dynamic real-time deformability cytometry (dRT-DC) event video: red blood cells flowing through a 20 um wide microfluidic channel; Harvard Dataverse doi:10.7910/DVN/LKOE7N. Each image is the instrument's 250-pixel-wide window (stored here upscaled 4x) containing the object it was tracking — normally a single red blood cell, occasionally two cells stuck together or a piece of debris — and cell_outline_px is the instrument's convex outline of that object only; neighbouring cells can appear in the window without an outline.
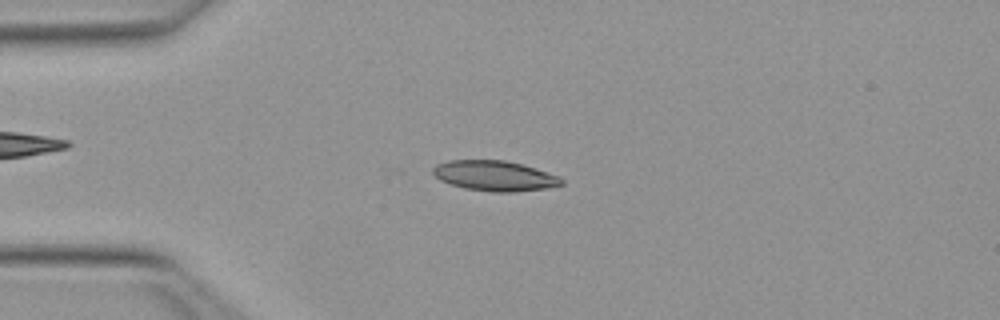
{"species": "Egyptian fruit bat (a non-hibernating species)", "species_latin": "Rousettus aegyptiacus", "temperature_condition": "warm", "stored_images_in_passage": 21, "camera_frame_rate_fps": 3000, "um_per_image_px": 0.085, "animal": {"sex": "female"}, "frame": {"image": 1, "passage_image": 12, "time_ms": 3.667, "image_size_px": [1000, 320], "cell_outline_px": [[564, 184], [548, 188], [512, 192], [492, 192], [464, 188], [440, 180], [432, 172], [432, 168], [436, 164], [448, 160], [504, 160], [536, 168], [560, 176], [564, 180]], "centroid_in_image_um": [42.07, 14.94], "position_along_channel_um": 42.9, "area_um2": 22.72}}
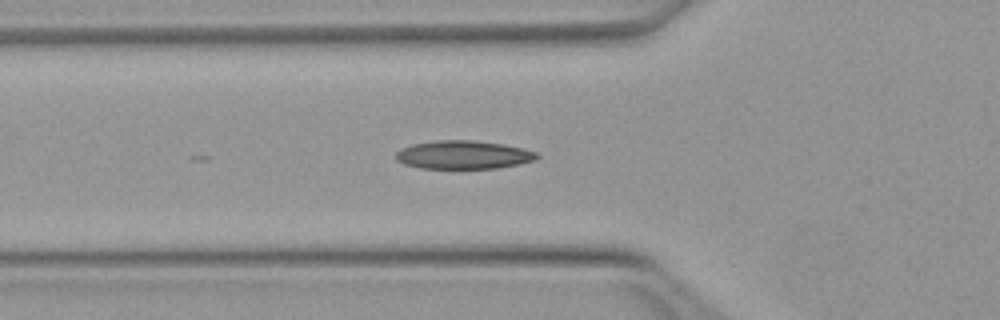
{"frame": {"image": 2, "passage_image": 17, "time_ms": 5.333, "image_size_px": [1000, 320], "cell_outline_px": [[540, 156], [536, 160], [520, 164], [496, 168], [420, 168], [404, 164], [396, 160], [396, 152], [400, 148], [412, 144], [436, 140], [476, 140], [504, 144], [524, 148], [536, 152]], "centroid_in_image_um": [39.4, 13.15], "position_along_channel_um": 86.4, "area_um2": 23.52}}
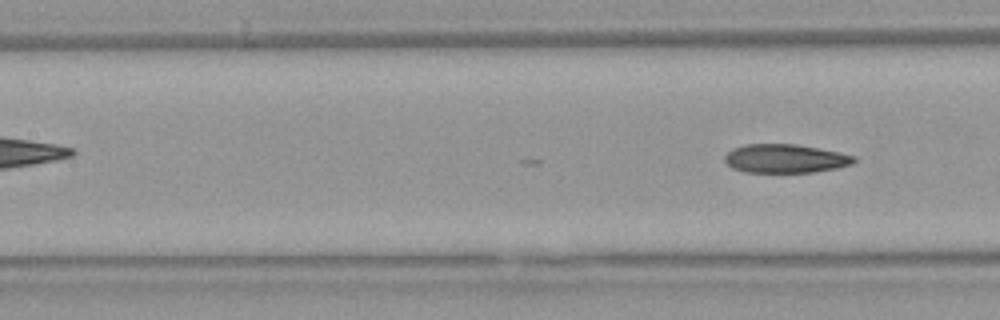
{"frame": {"image": 3, "passage_image": 21, "time_ms": 6.667, "image_size_px": [1000, 320], "cell_outline_px": [[856, 160], [852, 164], [836, 168], [816, 172], [744, 172], [732, 168], [724, 160], [724, 156], [732, 148], [744, 144], [796, 144], [840, 152], [856, 156]], "centroid_in_image_um": [66.74, 13.47], "position_along_channel_um": 140.7, "area_um2": 21.73}}